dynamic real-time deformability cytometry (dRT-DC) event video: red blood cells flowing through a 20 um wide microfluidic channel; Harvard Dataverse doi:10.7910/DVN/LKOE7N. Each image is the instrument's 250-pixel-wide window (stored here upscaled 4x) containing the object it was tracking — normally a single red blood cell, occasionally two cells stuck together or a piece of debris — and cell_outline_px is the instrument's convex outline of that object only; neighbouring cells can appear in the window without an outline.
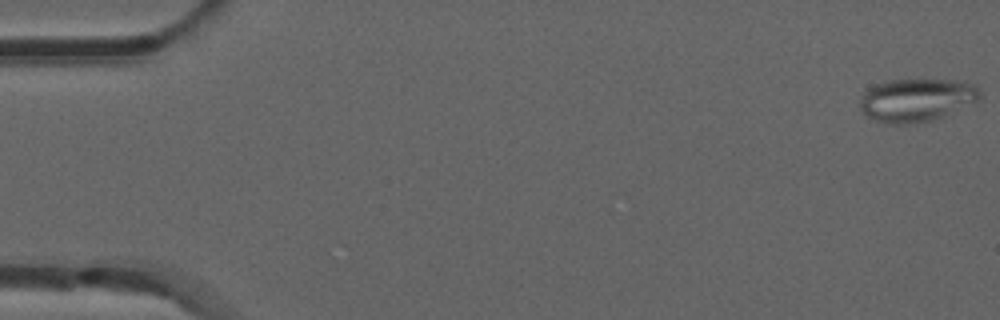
{"species": "common noctule bat (a hibernating species)", "species_latin": "Nyctalus noctula", "temperature_condition": "room temperature", "stored_images_in_passage": 53, "camera_frame_rate_fps": 3000, "um_per_image_px": 0.085, "animal": {"sex": "male", "forearm_length_mm": 52.5}, "frame": {"image": 1, "passage_image": 1, "time_ms": 0.0, "image_size_px": [1000, 320], "cell_outline_px": [[980, 96], [976, 100], [944, 116], [932, 120], [904, 124], [892, 124], [876, 120], [868, 116], [860, 108], [860, 100], [864, 92], [868, 88], [876, 84], [892, 80], [964, 80], [972, 84], [980, 92]], "centroid_in_image_um": [77.88, 8.49], "position_along_channel_um": 7.1, "area_um2": 29.59}}
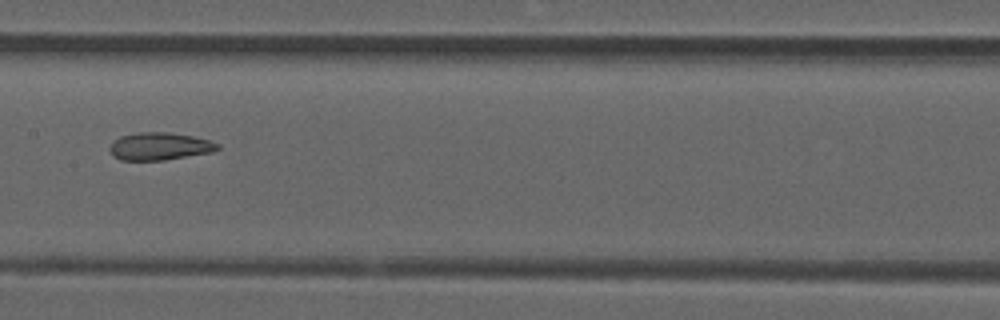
{"frame": {"image": 2, "passage_image": 27, "time_ms": 8.667, "image_size_px": [1000, 320], "cell_outline_px": [[220, 148], [212, 152], [164, 160], [120, 160], [112, 156], [108, 148], [112, 140], [120, 136], [140, 132], [168, 132], [192, 136], [208, 140], [220, 144]], "centroid_in_image_um": [13.52, 12.44], "position_along_channel_um": 193.9, "area_um2": 17.46}}
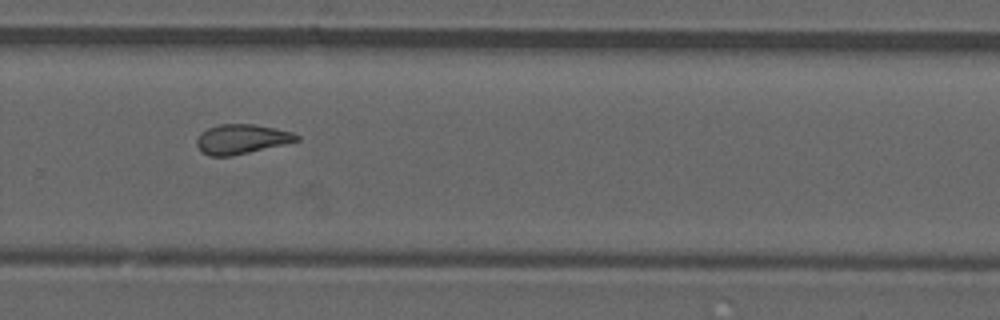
{"frame": {"image": 3, "passage_image": 36, "time_ms": 11.667, "image_size_px": [1000, 320], "cell_outline_px": [[300, 140], [232, 156], [208, 156], [200, 152], [196, 144], [196, 140], [200, 132], [208, 128], [220, 124], [252, 124], [292, 132], [300, 136]], "centroid_in_image_um": [20.47, 11.83], "position_along_channel_um": 309.3, "area_um2": 17.17}, "authors_computed_cell_mechanics": {"area_um2": 17.7446, "velocity_mm_per_s": 3.8644, "shape_relaxation_time_tau1_ms": null, "shape_relaxation_time_tau2_ms": 2.9359, "deformation_change_tau1": null, "deformation_change_tau2": 0.1089}}